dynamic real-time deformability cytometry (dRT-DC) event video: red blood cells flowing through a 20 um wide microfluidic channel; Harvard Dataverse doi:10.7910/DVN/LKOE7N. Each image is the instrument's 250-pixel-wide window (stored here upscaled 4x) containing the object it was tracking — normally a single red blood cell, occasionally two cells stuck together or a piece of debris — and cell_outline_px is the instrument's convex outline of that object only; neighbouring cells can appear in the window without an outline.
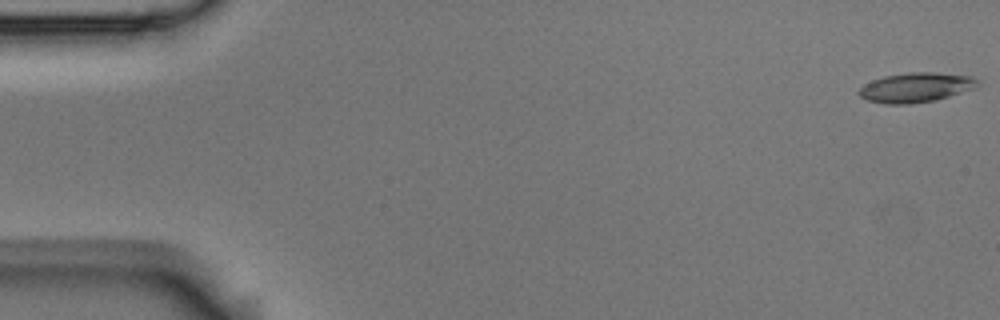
{"species": "Egyptian fruit bat (a non-hibernating species)", "species_latin": "Rousettus aegyptiacus", "temperature_condition": "room temperature", "stored_images_in_passage": 54, "camera_frame_rate_fps": 3000, "um_per_image_px": 0.085, "animal": {"sex": "male"}, "frame": {"image": 1, "passage_image": 1, "time_ms": 0.0, "image_size_px": [1000, 320], "cell_outline_px": [[976, 80], [972, 88], [936, 100], [908, 104], [884, 104], [868, 100], [860, 96], [856, 92], [864, 84], [872, 80], [884, 76], [908, 72], [936, 72], [972, 76]], "centroid_in_image_um": [77.75, 7.43], "position_along_channel_um": 7.2, "area_um2": 20.23}}
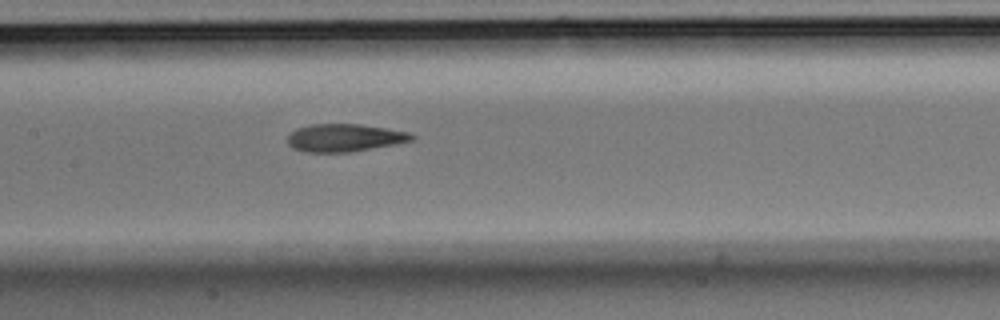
{"frame": {"image": 2, "passage_image": 26, "time_ms": 8.333, "image_size_px": [1000, 320], "cell_outline_px": [[416, 140], [396, 144], [348, 152], [308, 152], [292, 148], [288, 144], [288, 136], [296, 128], [312, 124], [360, 124], [408, 132], [416, 136]], "centroid_in_image_um": [29.3, 11.71], "position_along_channel_um": 178.1, "area_um2": 20.0}}
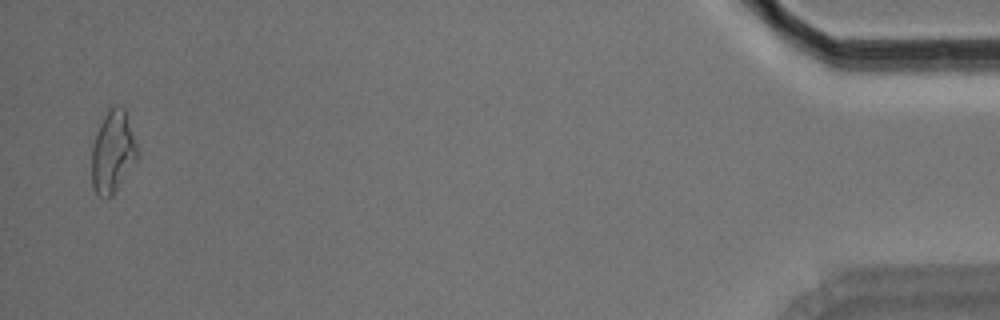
{"frame": {"image": 3, "passage_image": 53, "time_ms": 17.333, "image_size_px": [1000, 320], "cell_outline_px": [[136, 156], [112, 196], [104, 200], [92, 188], [92, 144], [96, 132], [108, 108], [116, 104], [120, 104], [124, 108], [136, 144]], "centroid_in_image_um": [9.53, 12.88], "position_along_channel_um": 425.7, "area_um2": 21.27}, "authors_computed_cell_mechanics": {"area_um2": 20.4612, "velocity_mm_per_s": 3.7162, "shape_relaxation_time_tau1_ms": null, "shape_relaxation_time_tau2_ms": 2.5744, "deformation_change_tau1": null, "deformation_change_tau2": 0.1153}}